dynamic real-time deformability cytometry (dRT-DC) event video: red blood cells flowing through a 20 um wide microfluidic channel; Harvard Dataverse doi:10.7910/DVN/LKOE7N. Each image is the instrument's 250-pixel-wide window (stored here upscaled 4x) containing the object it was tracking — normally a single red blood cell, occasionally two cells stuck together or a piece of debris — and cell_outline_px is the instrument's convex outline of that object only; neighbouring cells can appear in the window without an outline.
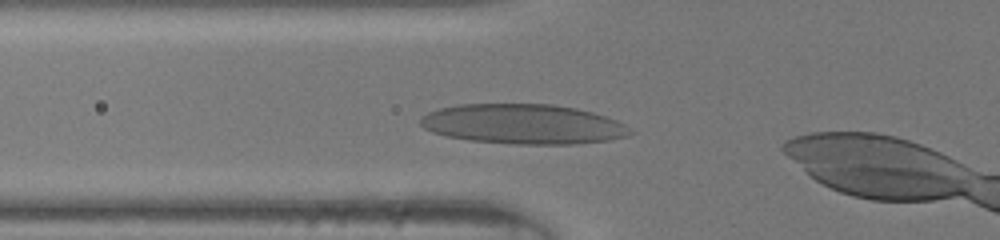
{"species": "human", "species_latin": "Homo sapiens", "temperature_condition": "room temperature", "stored_images_in_passage": 5, "camera_frame_rate_fps": 3000, "um_per_image_px": 0.085, "donor": {"sex": "male"}, "frame": {"image": 1, "passage_image": 3, "time_ms": 0.667, "image_size_px": [1000, 240], "cell_outline_px": [[636, 132], [628, 136], [608, 140], [576, 144], [516, 144], [468, 140], [448, 136], [432, 132], [424, 128], [420, 124], [420, 116], [428, 112], [440, 108], [460, 104], [552, 104], [576, 108], [592, 112], [616, 120], [624, 124]], "centroid_in_image_um": [44.48, 10.55], "position_along_channel_um": 81.3, "area_um2": 48.84}}